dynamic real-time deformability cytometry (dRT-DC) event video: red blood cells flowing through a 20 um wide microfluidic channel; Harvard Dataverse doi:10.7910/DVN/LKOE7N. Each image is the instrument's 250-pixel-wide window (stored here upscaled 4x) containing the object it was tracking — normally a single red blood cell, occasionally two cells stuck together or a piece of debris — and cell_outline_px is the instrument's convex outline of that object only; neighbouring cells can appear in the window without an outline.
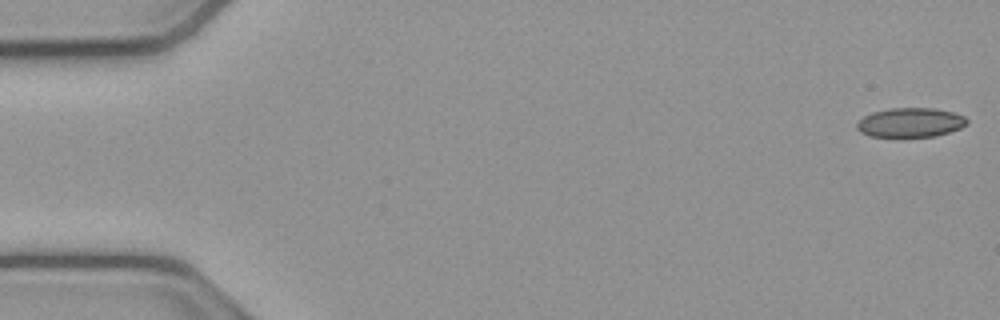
{"species": "common noctule bat (a hibernating species)", "species_latin": "Nyctalus noctula", "temperature_condition": "cold", "stored_images_in_passage": 54, "camera_frame_rate_fps": 3000, "um_per_image_px": 0.085, "animal": {"sex": "male", "body_mass_g": 23.1, "forearm_length_mm": 52.7}, "frame": {"image": 1, "passage_image": 1, "time_ms": 0.0, "image_size_px": [1000, 320], "cell_outline_px": [[968, 124], [960, 128], [936, 136], [900, 140], [868, 136], [860, 132], [856, 128], [856, 124], [864, 116], [872, 112], [892, 108], [932, 108], [952, 112], [964, 116], [968, 120]], "centroid_in_image_um": [77.34, 10.47], "position_along_channel_um": 7.7, "area_um2": 19.65}}
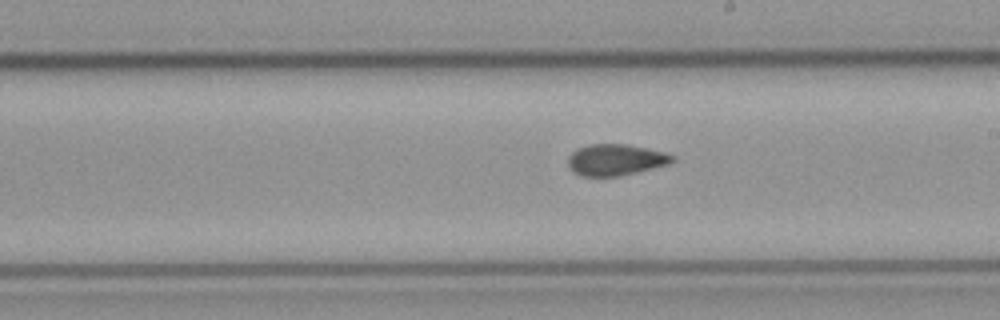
{"frame": {"image": 2, "passage_image": 30, "time_ms": 9.667, "image_size_px": [1000, 320], "cell_outline_px": [[676, 160], [668, 164], [620, 176], [580, 176], [572, 172], [568, 164], [568, 156], [576, 148], [588, 144], [628, 144], [664, 152], [676, 156]], "centroid_in_image_um": [52.3, 13.58], "position_along_channel_um": 236.7, "area_um2": 19.19}}
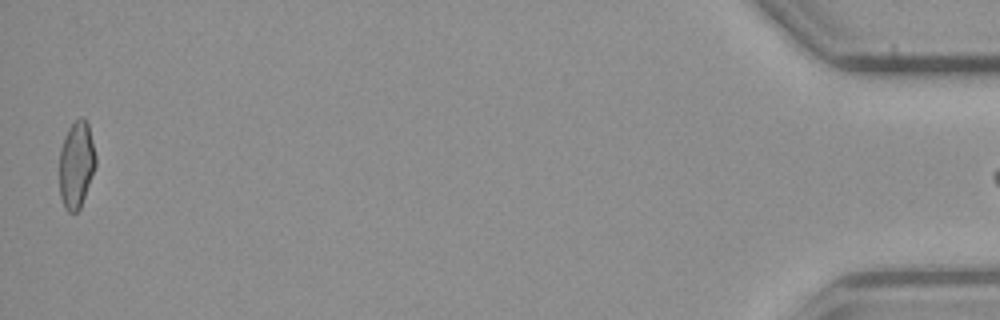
{"frame": {"image": 3, "passage_image": 53, "time_ms": 17.333, "image_size_px": [1000, 320], "cell_outline_px": [[96, 164], [80, 208], [76, 212], [68, 212], [64, 208], [60, 196], [60, 148], [64, 136], [68, 128], [80, 116], [84, 116], [88, 124], [96, 156]], "centroid_in_image_um": [6.48, 13.97], "position_along_channel_um": 428.7, "area_um2": 18.32}}